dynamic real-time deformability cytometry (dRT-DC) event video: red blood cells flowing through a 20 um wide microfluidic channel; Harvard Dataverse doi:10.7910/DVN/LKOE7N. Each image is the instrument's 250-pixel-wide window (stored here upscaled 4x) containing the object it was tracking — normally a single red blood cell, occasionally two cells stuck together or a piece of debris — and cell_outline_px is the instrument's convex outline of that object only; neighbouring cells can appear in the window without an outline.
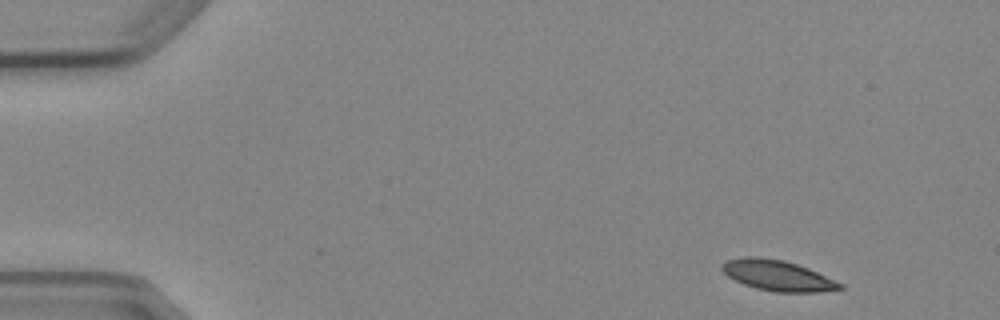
{"species": "Egyptian fruit bat (a non-hibernating species)", "species_latin": "Rousettus aegyptiacus", "temperature_condition": "cold", "stored_images_in_passage": 4, "camera_frame_rate_fps": 3000, "um_per_image_px": 0.085, "animal": {"sex": "female"}, "frame": {"image": 1, "passage_image": 1, "time_ms": 0.0, "image_size_px": [1000, 320], "cell_outline_px": [[844, 288], [820, 292], [776, 292], [756, 288], [744, 284], [728, 276], [720, 268], [720, 264], [728, 260], [744, 256], [756, 256], [784, 260], [808, 268], [844, 284]], "centroid_in_image_um": [66.09, 23.41], "position_along_channel_um": 18.9, "area_um2": 20.98}}
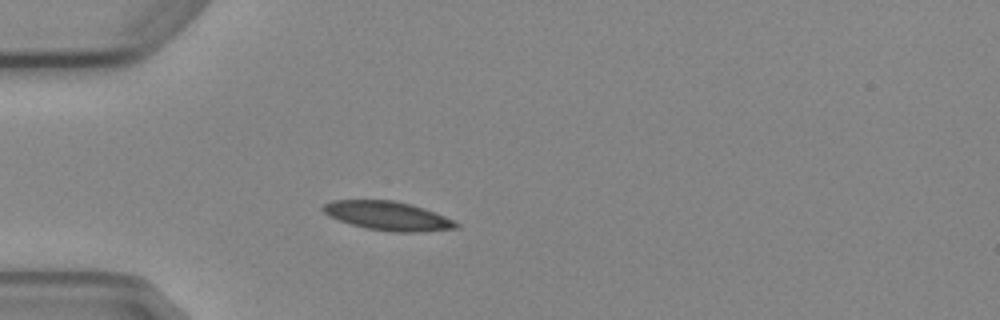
{"frame": {"image": 2, "passage_image": 3, "time_ms": 3.333, "image_size_px": [1000, 320], "cell_outline_px": [[460, 228], [420, 232], [392, 232], [368, 228], [352, 224], [328, 216], [320, 208], [324, 204], [332, 200], [392, 200], [412, 204], [436, 212], [460, 224]], "centroid_in_image_um": [32.99, 18.34], "position_along_channel_um": 52.0, "area_um2": 22.43}}